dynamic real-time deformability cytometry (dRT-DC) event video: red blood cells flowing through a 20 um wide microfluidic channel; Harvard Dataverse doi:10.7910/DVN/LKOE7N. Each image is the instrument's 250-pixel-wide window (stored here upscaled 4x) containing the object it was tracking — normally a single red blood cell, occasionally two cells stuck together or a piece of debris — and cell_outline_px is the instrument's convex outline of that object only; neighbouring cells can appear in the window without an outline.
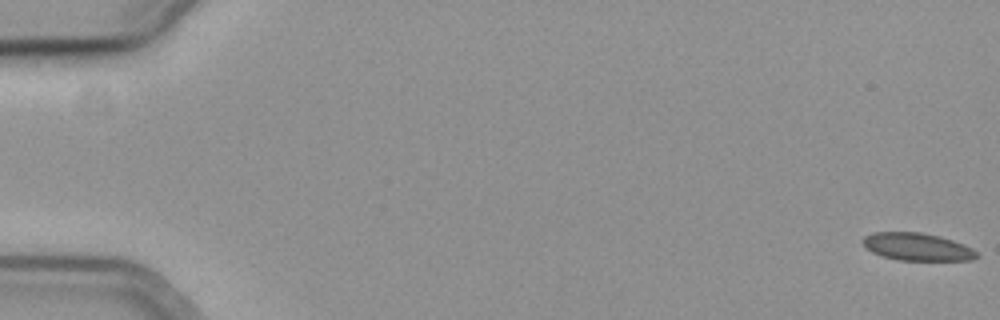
{"species": "common noctule bat (a hibernating species)", "species_latin": "Nyctalus noctula", "temperature_condition": "cold", "stored_images_in_passage": 20, "camera_frame_rate_fps": 3000, "um_per_image_px": 0.085, "animal": {"sex": "female", "body_mass_g": 19.3, "forearm_length_mm": 54.1}, "frame": {"image": 1, "passage_image": 1, "time_ms": 0.0, "image_size_px": [1000, 320], "cell_outline_px": [[980, 256], [972, 260], [900, 260], [884, 256], [872, 252], [860, 240], [864, 236], [872, 232], [920, 232], [940, 236], [964, 244], [972, 248]], "centroid_in_image_um": [77.97, 20.97], "position_along_channel_um": 7.0, "area_um2": 18.26}}